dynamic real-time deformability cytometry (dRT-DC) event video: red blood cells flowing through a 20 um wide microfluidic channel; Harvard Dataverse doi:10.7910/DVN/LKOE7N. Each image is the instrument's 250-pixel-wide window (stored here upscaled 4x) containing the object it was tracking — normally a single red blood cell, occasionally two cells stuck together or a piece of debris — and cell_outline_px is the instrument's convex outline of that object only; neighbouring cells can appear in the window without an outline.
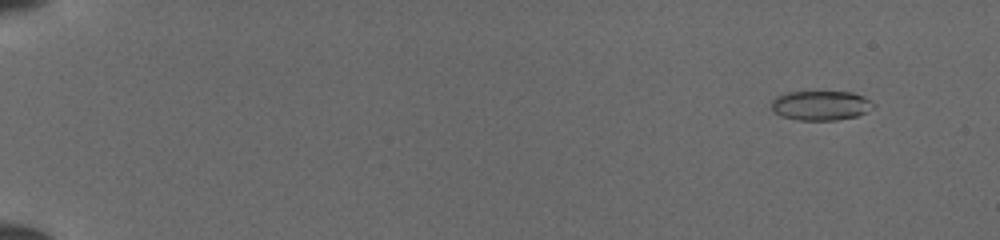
{"species": "common noctule bat (a hibernating species)", "species_latin": "Nyctalus noctula", "temperature_condition": "cold", "stored_images_in_passage": 49, "camera_frame_rate_fps": 3000, "um_per_image_px": 0.085, "animal": {"sex": "female", "body_mass_g": 19.5, "forearm_length_mm": 54.1}, "frame": {"image": 1, "passage_image": 2, "time_ms": 0.333, "image_size_px": [1000, 240], "cell_outline_px": [[876, 104], [872, 108], [856, 116], [836, 120], [796, 120], [780, 116], [772, 112], [772, 100], [776, 96], [784, 92], [852, 92], [864, 96]], "centroid_in_image_um": [69.73, 8.96], "position_along_channel_um": 15.3, "area_um2": 17.69}}
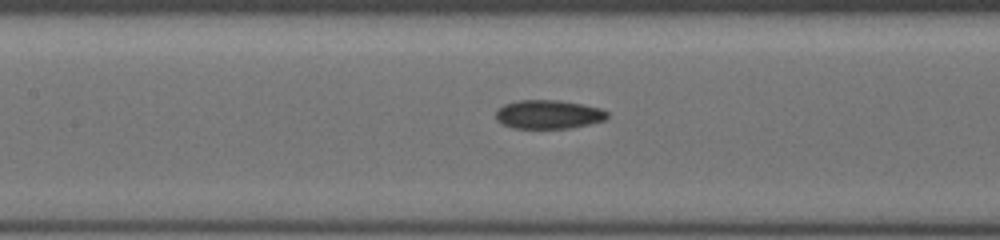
{"frame": {"image": 2, "passage_image": 24, "time_ms": 7.667, "image_size_px": [1000, 240], "cell_outline_px": [[608, 116], [604, 120], [572, 128], [512, 128], [500, 124], [496, 120], [496, 112], [504, 104], [520, 100], [560, 100], [600, 108], [608, 112]], "centroid_in_image_um": [46.59, 9.73], "position_along_channel_um": 160.8, "area_um2": 18.67}}
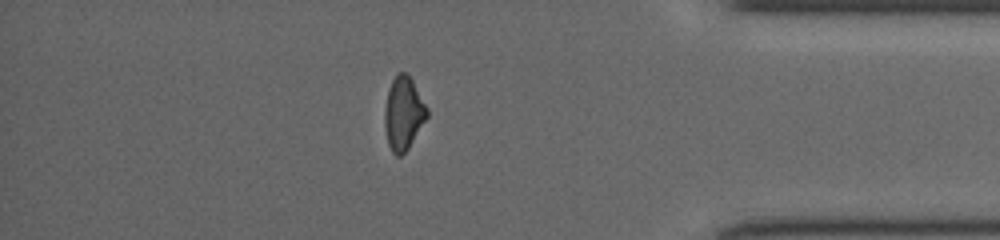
{"frame": {"image": 3, "passage_image": 43, "time_ms": 14.0, "image_size_px": [1000, 240], "cell_outline_px": [[428, 116], [408, 148], [400, 156], [396, 156], [392, 152], [388, 144], [384, 124], [384, 108], [388, 88], [396, 72], [404, 72], [412, 80], [428, 108]], "centroid_in_image_um": [34.27, 9.62], "position_along_channel_um": 400.9, "area_um2": 18.09}}